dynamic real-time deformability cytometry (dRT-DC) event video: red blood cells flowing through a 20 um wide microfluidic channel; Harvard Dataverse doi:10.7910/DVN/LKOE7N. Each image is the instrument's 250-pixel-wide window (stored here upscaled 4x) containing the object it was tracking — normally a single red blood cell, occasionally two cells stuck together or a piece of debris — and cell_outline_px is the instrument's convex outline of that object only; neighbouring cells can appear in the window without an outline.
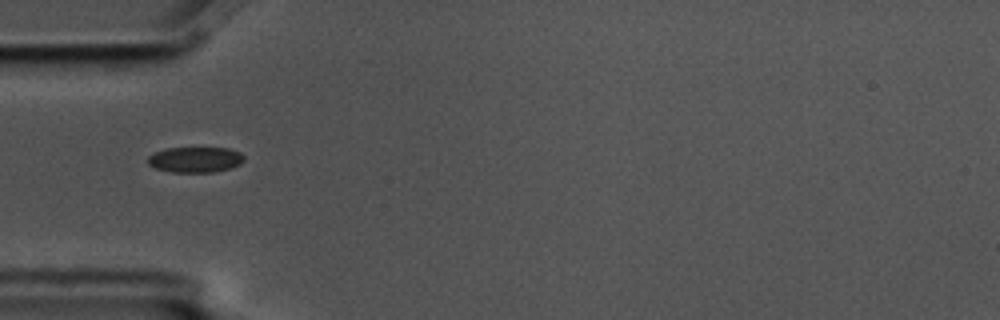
{"species": "common noctule bat (a hibernating species)", "species_latin": "Nyctalus noctula", "temperature_condition": "cold", "stored_images_in_passage": 9, "camera_frame_rate_fps": 3000, "um_per_image_px": 0.085, "animal": {"sex": "male", "body_mass_g": 17.5, "forearm_length_mm": 52.3}, "frame": {"image": 1, "passage_image": 3, "time_ms": 0.667, "image_size_px": [1000, 320], "cell_outline_px": [[244, 160], [240, 164], [232, 168], [212, 172], [172, 172], [156, 168], [148, 164], [148, 156], [164, 148], [228, 148], [240, 152], [244, 156]], "centroid_in_image_um": [16.61, 13.56], "position_along_channel_um": 68.4, "area_um2": 14.33}}
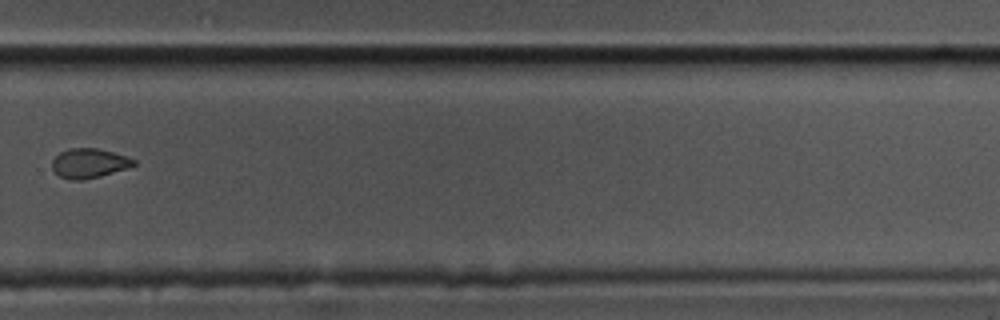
{"frame": {"image": 2, "passage_image": 9, "time_ms": 2.667, "image_size_px": [1000, 320], "cell_outline_px": [[136, 164], [100, 176], [84, 180], [72, 180], [60, 176], [52, 168], [52, 160], [60, 152], [68, 148], [96, 148], [112, 152], [136, 160]], "centroid_in_image_um": [7.53, 13.87], "position_along_channel_um": 322.3, "area_um2": 13.76}}